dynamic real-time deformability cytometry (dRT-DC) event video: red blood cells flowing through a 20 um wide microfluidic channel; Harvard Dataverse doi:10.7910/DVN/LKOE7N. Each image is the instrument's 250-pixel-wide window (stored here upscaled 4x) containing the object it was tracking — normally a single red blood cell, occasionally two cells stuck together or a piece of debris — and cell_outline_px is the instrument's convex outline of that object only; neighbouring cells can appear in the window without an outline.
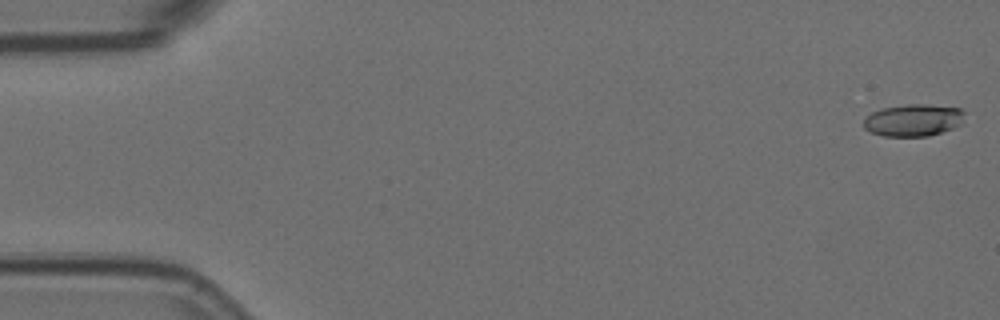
{"species": "Egyptian fruit bat (a non-hibernating species)", "species_latin": "Rousettus aegyptiacus", "temperature_condition": "room temperature", "stored_images_in_passage": 6, "camera_frame_rate_fps": 3000, "um_per_image_px": 0.085, "animal": {"sex": "female"}, "frame": {"image": 1, "passage_image": 1, "time_ms": 0.0, "image_size_px": [1000, 320], "cell_outline_px": [[964, 112], [960, 124], [952, 128], [928, 136], [884, 136], [872, 132], [864, 128], [864, 120], [872, 112], [884, 108], [908, 104], [924, 104], [960, 108]], "centroid_in_image_um": [77.62, 10.21], "position_along_channel_um": 7.4, "area_um2": 18.55}}